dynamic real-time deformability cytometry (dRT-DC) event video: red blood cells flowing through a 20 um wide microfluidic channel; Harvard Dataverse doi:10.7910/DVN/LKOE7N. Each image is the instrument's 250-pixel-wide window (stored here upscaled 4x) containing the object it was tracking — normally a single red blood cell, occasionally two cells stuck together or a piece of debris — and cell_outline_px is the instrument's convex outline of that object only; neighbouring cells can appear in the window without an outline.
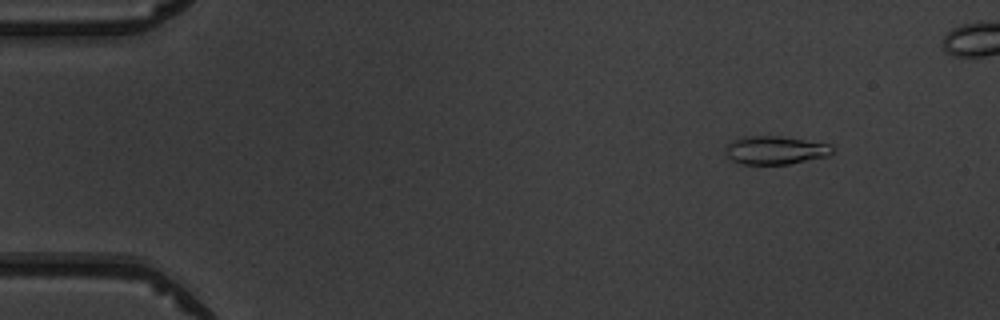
{"species": "common noctule bat (a hibernating species)", "species_latin": "Nyctalus noctula", "temperature_condition": "warm", "stored_images_in_passage": 5, "camera_frame_rate_fps": 3000, "um_per_image_px": 0.085, "animal": {"sex": "male", "body_mass_g": 19.5, "forearm_length_mm": 54.6}, "frame": {"image": 1, "passage_image": 1, "time_ms": 0.0, "image_size_px": [1000, 320], "cell_outline_px": [[836, 148], [828, 156], [788, 164], [740, 164], [732, 160], [724, 152], [724, 148], [732, 140], [740, 136], [780, 136], [832, 144]], "centroid_in_image_um": [65.9, 12.76], "position_along_channel_um": 19.1, "area_um2": 17.86}}